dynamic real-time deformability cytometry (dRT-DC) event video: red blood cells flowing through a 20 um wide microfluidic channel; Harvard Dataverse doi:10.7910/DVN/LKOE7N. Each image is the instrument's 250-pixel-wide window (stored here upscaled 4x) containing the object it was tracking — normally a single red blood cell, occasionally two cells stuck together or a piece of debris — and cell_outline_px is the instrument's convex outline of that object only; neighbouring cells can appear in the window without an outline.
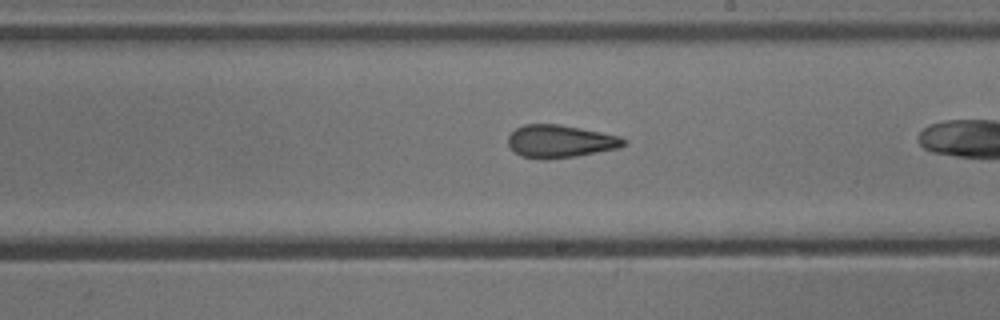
{"species": "common noctule bat (a hibernating species)", "species_latin": "Nyctalus noctula", "temperature_condition": "cold", "stored_images_in_passage": 38, "camera_frame_rate_fps": 3000, "um_per_image_px": 0.085, "animal": {"sex": "male", "body_mass_g": 13.3}, "frame": {"image": 1, "passage_image": 27, "time_ms": 8.667, "image_size_px": [1000, 320], "cell_outline_px": [[624, 144], [620, 148], [576, 156], [544, 160], [540, 160], [520, 156], [508, 144], [508, 136], [516, 128], [524, 124], [560, 124], [620, 136], [624, 140]], "centroid_in_image_um": [47.59, 12.02], "position_along_channel_um": 241.4, "area_um2": 22.02}}
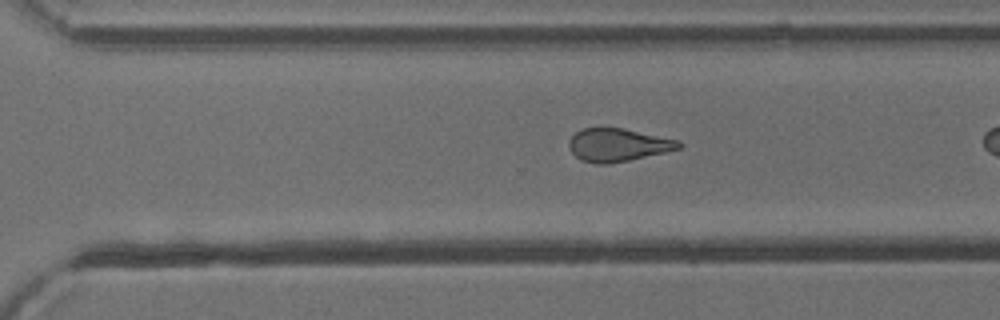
{"frame": {"image": 2, "passage_image": 33, "time_ms": 10.667, "image_size_px": [1000, 320], "cell_outline_px": [[684, 144], [680, 148], [664, 152], [628, 160], [608, 164], [596, 164], [580, 160], [572, 152], [568, 144], [568, 140], [576, 132], [584, 128], [600, 124], [624, 128], [680, 140]], "centroid_in_image_um": [52.49, 12.27], "position_along_channel_um": 318.1, "area_um2": 21.68}}